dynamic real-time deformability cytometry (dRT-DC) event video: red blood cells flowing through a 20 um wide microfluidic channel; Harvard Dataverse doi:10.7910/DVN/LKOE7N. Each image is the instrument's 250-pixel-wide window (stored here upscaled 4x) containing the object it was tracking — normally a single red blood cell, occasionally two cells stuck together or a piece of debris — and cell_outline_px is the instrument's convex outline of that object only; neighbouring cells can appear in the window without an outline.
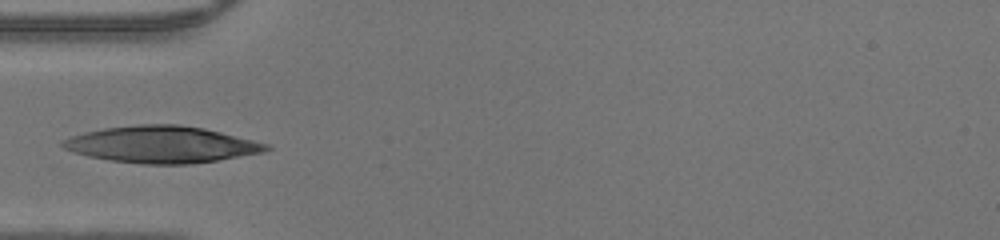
{"species": "human", "species_latin": "Homo sapiens", "temperature_condition": "warm", "stored_images_in_passage": 33, "camera_frame_rate_fps": 3000, "um_per_image_px": 0.085, "donor": {"sex": "male"}, "frame": {"image": 1, "passage_image": 1, "time_ms": 0.0, "image_size_px": [1000, 240], "cell_outline_px": [[272, 148], [264, 152], [192, 164], [140, 164], [112, 160], [88, 156], [72, 152], [64, 148], [60, 144], [60, 140], [68, 136], [84, 132], [104, 128], [140, 124], [180, 124], [204, 128], [268, 144]], "centroid_in_image_um": [13.68, 12.28], "position_along_channel_um": 71.3, "area_um2": 43.52}}
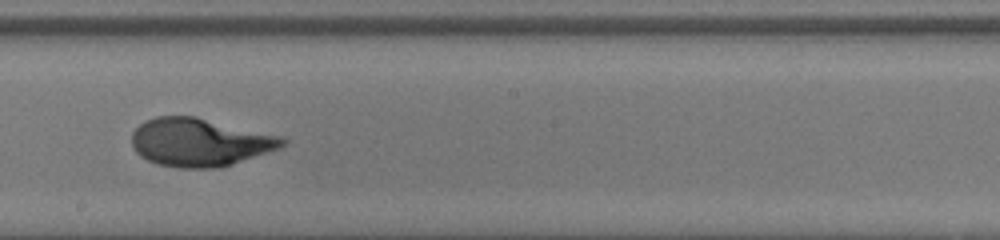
{"frame": {"image": 2, "passage_image": 12, "time_ms": 3.667, "image_size_px": [1000, 240], "cell_outline_px": [[288, 144], [280, 148], [220, 168], [180, 168], [160, 164], [148, 160], [140, 156], [136, 152], [132, 144], [132, 132], [140, 124], [156, 116], [196, 116], [284, 136], [288, 140]], "centroid_in_image_um": [17.03, 12.08], "position_along_channel_um": 231.2, "area_um2": 42.48}}
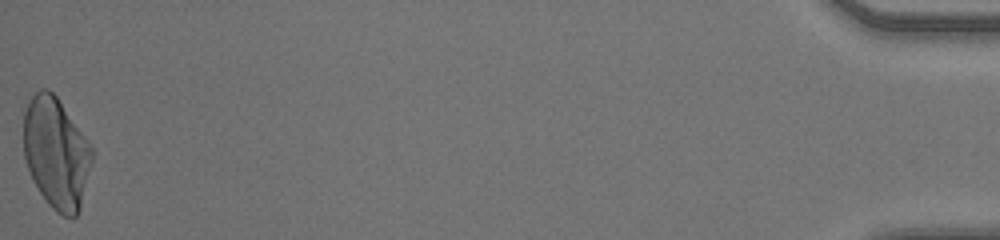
{"frame": {"image": 3, "passage_image": 33, "time_ms": 10.667, "image_size_px": [1000, 240], "cell_outline_px": [[92, 160], [80, 208], [76, 216], [64, 216], [56, 212], [48, 204], [32, 180], [24, 156], [24, 112], [28, 100], [40, 88], [48, 88], [56, 96], [92, 148]], "centroid_in_image_um": [4.75, 13.0], "position_along_channel_um": 430.5, "area_um2": 43.75}}